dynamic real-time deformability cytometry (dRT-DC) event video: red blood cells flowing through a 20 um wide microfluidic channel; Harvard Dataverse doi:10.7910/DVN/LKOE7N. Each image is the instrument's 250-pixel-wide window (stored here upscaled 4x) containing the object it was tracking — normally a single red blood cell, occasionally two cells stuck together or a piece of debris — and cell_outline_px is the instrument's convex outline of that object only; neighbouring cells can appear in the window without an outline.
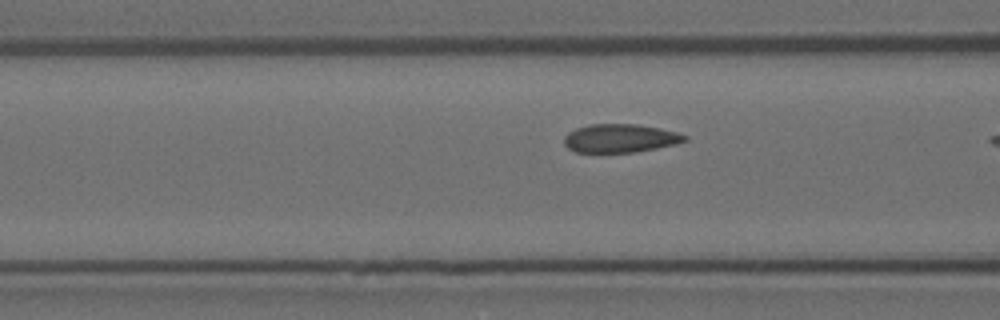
{"species": "Egyptian fruit bat (a non-hibernating species)", "species_latin": "Rousettus aegyptiacus", "temperature_condition": "room temperature", "stored_images_in_passage": 15, "camera_frame_rate_fps": 3000, "um_per_image_px": 0.085, "animal": {"sex": "female"}, "frame": {"image": 1, "passage_image": 13, "time_ms": 4.0, "image_size_px": [1000, 320], "cell_outline_px": [[688, 140], [676, 144], [656, 148], [632, 152], [576, 152], [568, 148], [564, 144], [564, 136], [568, 132], [576, 128], [588, 124], [636, 124], [660, 128], [676, 132], [688, 136]], "centroid_in_image_um": [52.71, 11.74], "position_along_channel_um": 113.9, "area_um2": 20.0}}